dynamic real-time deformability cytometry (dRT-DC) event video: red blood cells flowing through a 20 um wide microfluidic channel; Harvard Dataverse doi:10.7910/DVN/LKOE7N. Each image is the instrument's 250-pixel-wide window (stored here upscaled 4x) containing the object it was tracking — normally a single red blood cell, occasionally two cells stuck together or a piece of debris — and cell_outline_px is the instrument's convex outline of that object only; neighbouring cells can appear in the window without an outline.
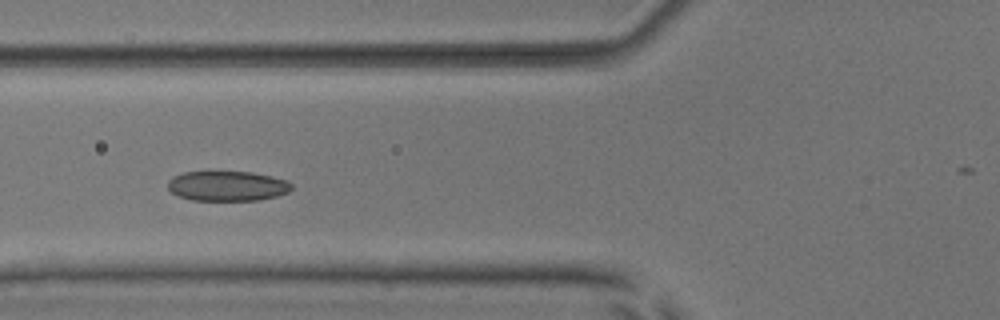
{"species": "common noctule bat (a hibernating species)", "species_latin": "Nyctalus noctula", "temperature_condition": "room temperature", "stored_images_in_passage": 6, "camera_frame_rate_fps": 3000, "um_per_image_px": 0.085, "animal": {"sex": "male", "body_mass_g": 17.9, "forearm_length_mm": 54.2}, "frame": {"image": 1, "passage_image": 5, "time_ms": 5.0, "image_size_px": [1000, 320], "cell_outline_px": [[292, 188], [288, 192], [276, 196], [260, 200], [192, 200], [180, 196], [172, 192], [168, 188], [168, 180], [172, 176], [184, 172], [252, 172], [272, 176], [288, 180], [292, 184]], "centroid_in_image_um": [19.34, 15.8], "position_along_channel_um": 106.5, "area_um2": 21.62}}
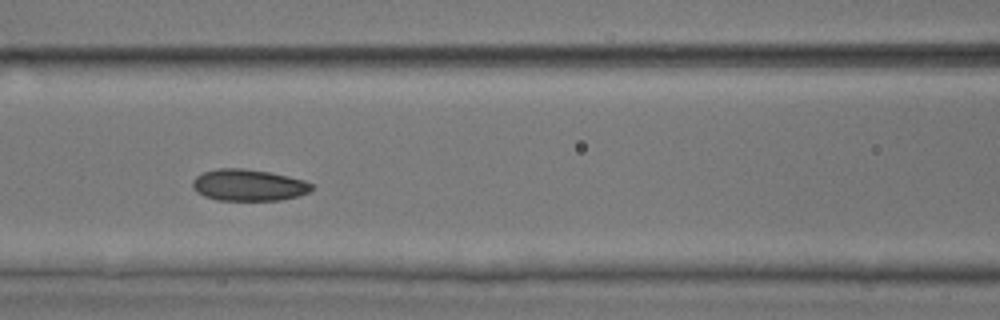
{"frame": {"image": 2, "passage_image": 6, "time_ms": 6.0, "image_size_px": [1000, 320], "cell_outline_px": [[312, 188], [308, 192], [296, 196], [280, 200], [216, 200], [204, 196], [196, 192], [192, 188], [192, 180], [196, 176], [204, 172], [216, 168], [244, 168], [268, 172], [288, 176], [304, 180], [312, 184]], "centroid_in_image_um": [21.07, 15.73], "position_along_channel_um": 145.5, "area_um2": 21.91}}